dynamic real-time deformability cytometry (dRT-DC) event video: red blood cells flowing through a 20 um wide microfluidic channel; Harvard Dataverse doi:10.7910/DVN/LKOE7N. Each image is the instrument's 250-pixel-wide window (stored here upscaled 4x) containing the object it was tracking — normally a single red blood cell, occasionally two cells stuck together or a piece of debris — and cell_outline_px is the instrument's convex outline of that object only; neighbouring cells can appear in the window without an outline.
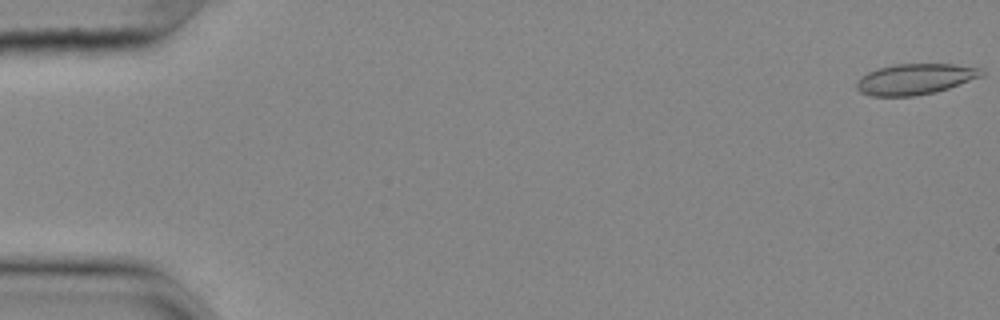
{"species": "common noctule bat (a hibernating species)", "species_latin": "Nyctalus noctula", "temperature_condition": "cold", "stored_images_in_passage": 56, "camera_frame_rate_fps": 3000, "um_per_image_px": 0.085, "animal": {"sex": "female", "body_mass_g": 25.1}, "frame": {"image": 1, "passage_image": 1, "time_ms": 0.0, "image_size_px": [1000, 320], "cell_outline_px": [[984, 76], [936, 92], [912, 96], [872, 96], [860, 92], [856, 88], [856, 84], [868, 72], [880, 68], [896, 64], [952, 64], [980, 68], [984, 72]], "centroid_in_image_um": [77.82, 6.73], "position_along_channel_um": 7.2, "area_um2": 22.2}}
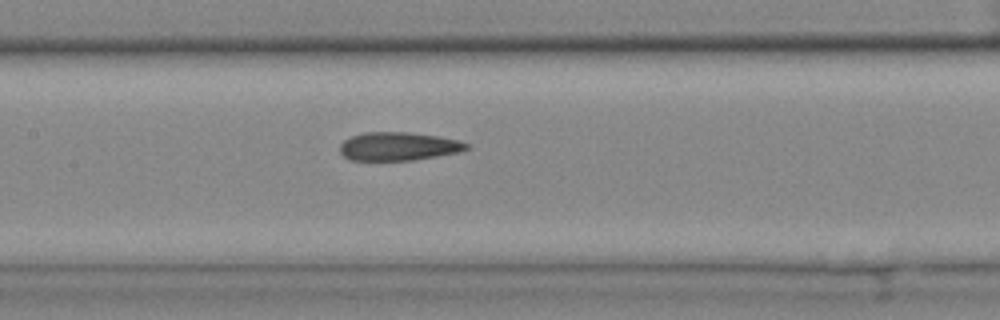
{"frame": {"image": 2, "passage_image": 27, "time_ms": 8.667, "image_size_px": [1000, 320], "cell_outline_px": [[468, 148], [456, 152], [412, 160], [348, 160], [340, 152], [340, 144], [344, 140], [352, 136], [364, 132], [408, 132], [436, 136], [456, 140], [468, 144]], "centroid_in_image_um": [33.78, 12.44], "position_along_channel_um": 173.6, "area_um2": 20.58}}
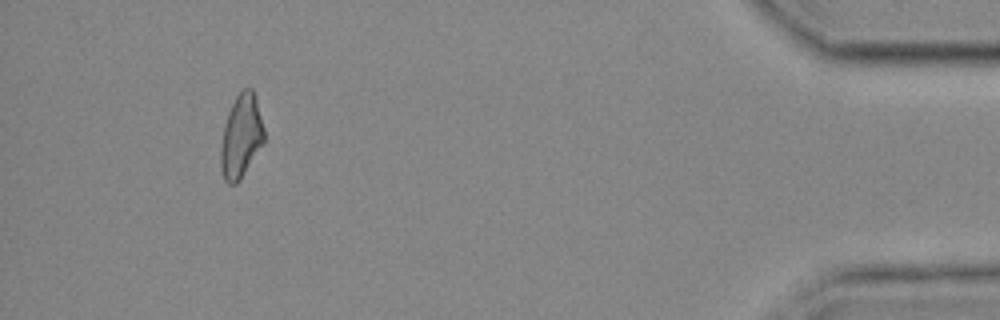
{"frame": {"image": 3, "passage_image": 52, "time_ms": 17.0, "image_size_px": [1000, 320], "cell_outline_px": [[264, 140], [240, 180], [236, 184], [228, 184], [224, 180], [220, 168], [220, 148], [224, 124], [228, 112], [236, 96], [244, 88], [252, 88], [256, 100], [264, 128]], "centroid_in_image_um": [20.46, 11.6], "position_along_channel_um": 414.7, "area_um2": 20.87}, "authors_computed_cell_mechanics": {"area_um2": 21.4438, "velocity_mm_per_s": 3.6529, "shape_relaxation_time_tau1_ms": null, "shape_relaxation_time_tau2_ms": 3.0913, "deformation_change_tau1": null, "deformation_change_tau2": 0.1127}}